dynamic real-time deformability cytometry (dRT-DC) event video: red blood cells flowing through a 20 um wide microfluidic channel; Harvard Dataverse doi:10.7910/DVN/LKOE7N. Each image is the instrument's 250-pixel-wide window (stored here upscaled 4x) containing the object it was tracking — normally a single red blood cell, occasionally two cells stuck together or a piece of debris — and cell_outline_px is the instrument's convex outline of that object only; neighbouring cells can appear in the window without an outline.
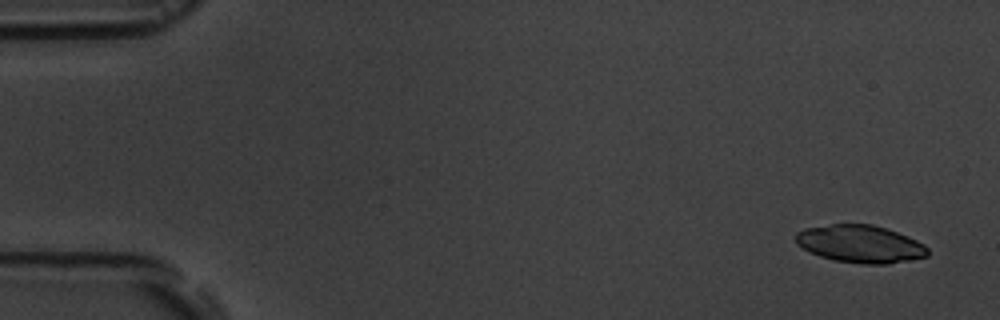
{"species": "common noctule bat (a hibernating species)", "species_latin": "Nyctalus noctula", "temperature_condition": "room temperature", "stored_images_in_passage": 5, "camera_frame_rate_fps": 3000, "um_per_image_px": 0.085, "animal": {"sex": "male", "body_mass_g": 19.5, "forearm_length_mm": 54.6}, "frame": {"image": 1, "passage_image": 1, "time_ms": 0.0, "image_size_px": [1000, 320], "cell_outline_px": [[928, 256], [888, 264], [864, 264], [832, 260], [808, 252], [796, 244], [792, 236], [796, 232], [804, 228], [832, 224], [872, 224], [908, 236], [924, 244], [928, 248]], "centroid_in_image_um": [73.06, 20.73], "position_along_channel_um": 11.9, "area_um2": 29.13}}